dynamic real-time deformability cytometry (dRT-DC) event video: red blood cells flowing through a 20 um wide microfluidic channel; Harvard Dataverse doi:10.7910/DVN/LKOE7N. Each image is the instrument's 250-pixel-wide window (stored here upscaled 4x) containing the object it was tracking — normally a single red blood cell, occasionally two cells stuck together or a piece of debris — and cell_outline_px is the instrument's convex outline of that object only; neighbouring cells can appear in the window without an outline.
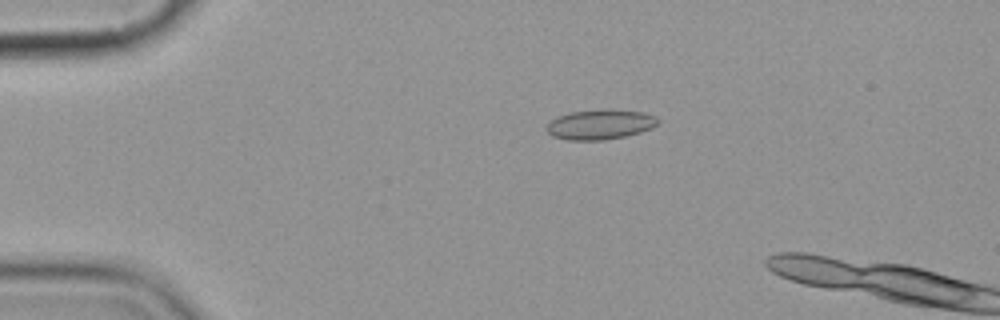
{"species": "common noctule bat (a hibernating species)", "species_latin": "Nyctalus noctula", "temperature_condition": "cold", "stored_images_in_passage": 5, "camera_frame_rate_fps": 3000, "um_per_image_px": 0.085, "animal": {"sex": "female", "body_mass_g": 19.9}, "frame": {"image": 1, "passage_image": 4, "time_ms": 3.333, "image_size_px": [1000, 320], "cell_outline_px": [[660, 120], [652, 128], [628, 136], [604, 140], [568, 140], [552, 136], [544, 128], [556, 116], [568, 112], [644, 112], [656, 116]], "centroid_in_image_um": [50.98, 10.63], "position_along_channel_um": 34.0, "area_um2": 18.73}}